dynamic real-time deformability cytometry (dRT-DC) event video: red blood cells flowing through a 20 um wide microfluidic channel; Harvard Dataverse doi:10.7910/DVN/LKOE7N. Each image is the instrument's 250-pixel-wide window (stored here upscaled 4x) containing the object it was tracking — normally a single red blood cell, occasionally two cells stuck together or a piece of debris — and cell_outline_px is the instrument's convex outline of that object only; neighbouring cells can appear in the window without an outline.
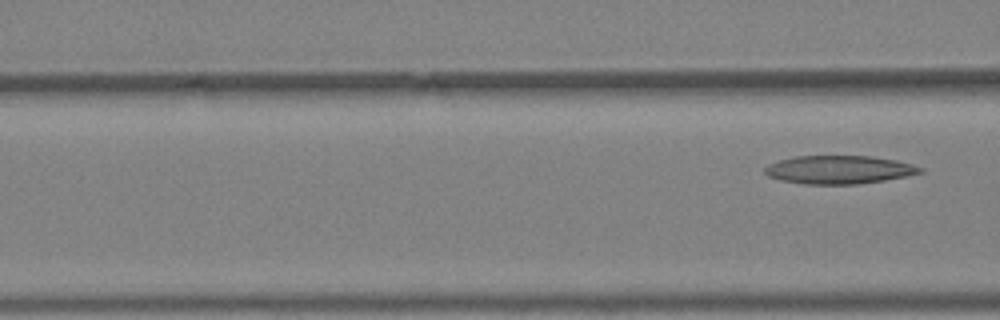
{"species": "Egyptian fruit bat (a non-hibernating species)", "species_latin": "Rousettus aegyptiacus", "temperature_condition": "warm", "stored_images_in_passage": 5, "segment_of_instrument_passage": [2, 2], "camera_frame_rate_fps": 3000, "um_per_image_px": 0.085, "animal": {"sex": "female"}, "frame": {"image": 1, "passage_image": 5, "time_ms": 1.333, "image_size_px": [1000, 320], "cell_outline_px": [[924, 172], [908, 176], [884, 180], [856, 184], [804, 184], [780, 180], [768, 176], [764, 172], [764, 168], [768, 164], [780, 160], [796, 156], [872, 156], [896, 160], [912, 164], [924, 168]], "centroid_in_image_um": [71.34, 14.42], "position_along_channel_um": 95.3, "area_um2": 25.66}}